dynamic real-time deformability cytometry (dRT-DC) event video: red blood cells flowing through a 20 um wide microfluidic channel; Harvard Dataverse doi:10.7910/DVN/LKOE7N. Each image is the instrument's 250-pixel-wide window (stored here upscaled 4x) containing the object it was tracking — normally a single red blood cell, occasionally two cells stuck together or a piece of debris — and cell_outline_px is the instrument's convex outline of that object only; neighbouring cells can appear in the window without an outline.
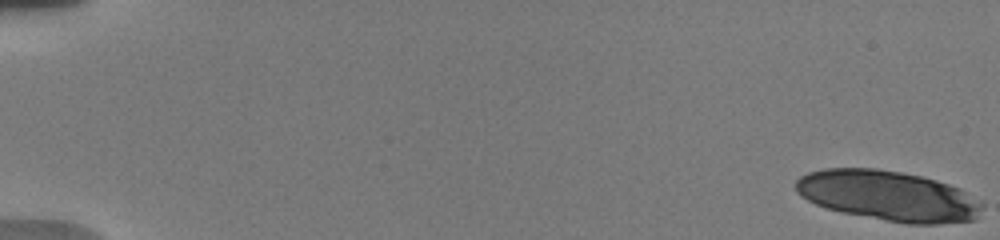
{"species": "human", "species_latin": "Homo sapiens", "temperature_condition": "warm", "stored_images_in_passage": 16, "camera_frame_rate_fps": 3000, "um_per_image_px": 0.085, "donor": {"sex": "male"}, "frame": {"image": 1, "passage_image": 1, "time_ms": 0.0, "image_size_px": [1000, 240], "cell_outline_px": [[984, 208], [976, 220], [940, 224], [908, 224], [840, 212], [816, 204], [800, 196], [796, 192], [796, 180], [800, 176], [808, 172], [824, 168], [876, 168], [900, 172], [920, 176], [936, 180], [960, 188], [984, 204]], "centroid_in_image_um": [75.52, 16.65], "position_along_channel_um": 9.5, "area_um2": 54.74}}
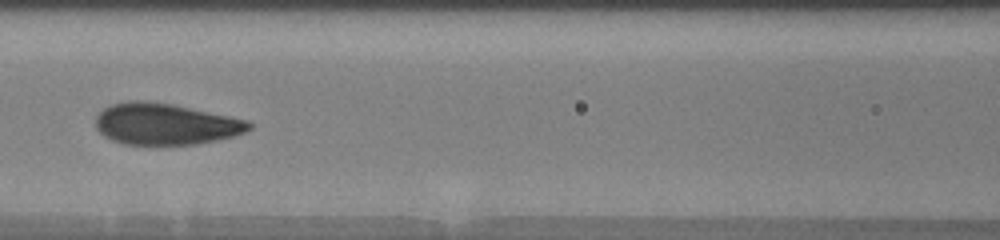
{"frame": {"image": 2, "passage_image": 15, "time_ms": 9.0, "image_size_px": [1000, 240], "cell_outline_px": [[252, 128], [244, 132], [232, 136], [216, 140], [196, 144], [124, 144], [112, 140], [104, 136], [96, 128], [96, 116], [104, 108], [112, 104], [128, 100], [148, 100], [172, 104], [232, 116], [248, 120], [252, 124]], "centroid_in_image_um": [14.06, 10.52], "position_along_channel_um": 152.5, "area_um2": 37.05}}